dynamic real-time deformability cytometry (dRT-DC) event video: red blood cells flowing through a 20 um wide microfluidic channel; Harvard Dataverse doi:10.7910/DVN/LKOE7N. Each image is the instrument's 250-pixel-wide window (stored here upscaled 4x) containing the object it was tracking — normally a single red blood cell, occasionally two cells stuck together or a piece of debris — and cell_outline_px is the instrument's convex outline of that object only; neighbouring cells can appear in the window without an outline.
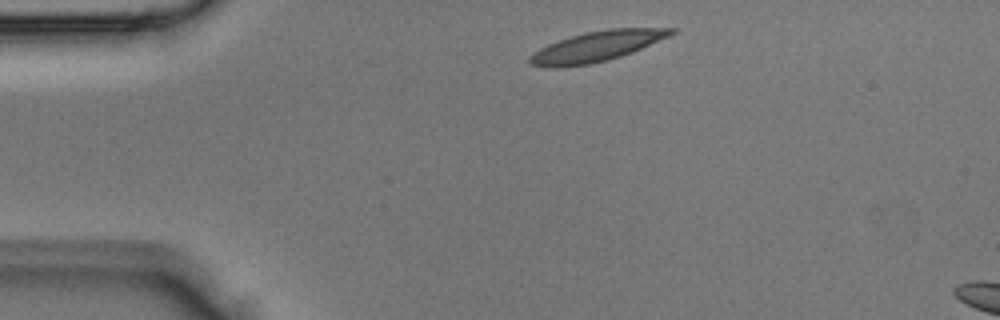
{"species": "Egyptian fruit bat (a non-hibernating species)", "species_latin": "Rousettus aegyptiacus", "temperature_condition": "room temperature", "stored_images_in_passage": 3, "segment_of_instrument_passage": [1, 2], "camera_frame_rate_fps": 3000, "um_per_image_px": 0.085, "animal": {"sex": "male"}, "frame": {"image": 1, "passage_image": 1, "time_ms": 0.0, "image_size_px": [1000, 320], "cell_outline_px": [[676, 32], [668, 36], [632, 52], [608, 60], [588, 64], [556, 68], [548, 68], [528, 64], [528, 56], [540, 48], [548, 44], [572, 36], [588, 32], [608, 28], [676, 28]], "centroid_in_image_um": [50.67, 3.95], "position_along_channel_um": 34.3, "area_um2": 24.68}}